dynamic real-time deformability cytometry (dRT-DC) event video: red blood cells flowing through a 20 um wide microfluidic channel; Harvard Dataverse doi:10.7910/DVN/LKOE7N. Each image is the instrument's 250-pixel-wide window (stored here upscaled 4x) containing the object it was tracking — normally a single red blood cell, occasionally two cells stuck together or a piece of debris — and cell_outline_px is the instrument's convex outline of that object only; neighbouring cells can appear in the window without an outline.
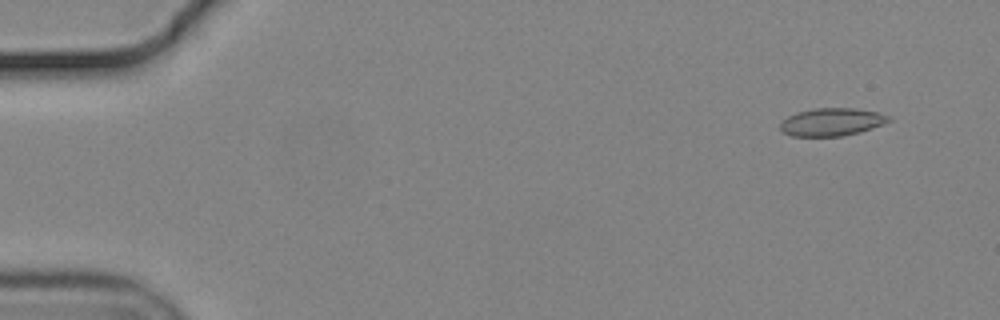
{"species": "common noctule bat (a hibernating species)", "species_latin": "Nyctalus noctula", "temperature_condition": "cold", "stored_images_in_passage": 58, "segment_of_instrument_passage": [1, 2], "camera_frame_rate_fps": 3000, "um_per_image_px": 0.085, "animal": {"sex": "male", "body_mass_g": 19.2, "forearm_length_mm": 51.8}, "frame": {"image": 1, "passage_image": 5, "time_ms": 1.333, "image_size_px": [1000, 320], "cell_outline_px": [[892, 120], [884, 124], [860, 132], [840, 136], [792, 136], [784, 132], [780, 128], [780, 120], [796, 112], [816, 108], [856, 108], [880, 112], [892, 116]], "centroid_in_image_um": [70.73, 10.35], "position_along_channel_um": 14.3, "area_um2": 17.8}}
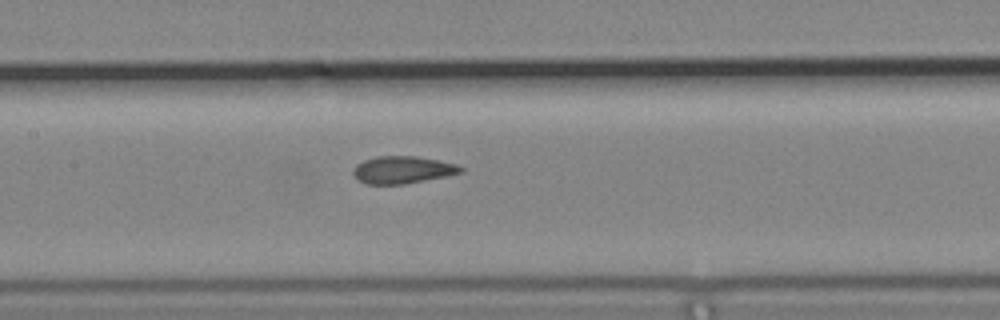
{"frame": {"image": 2, "passage_image": 28, "time_ms": 9.0, "image_size_px": [1000, 320], "cell_outline_px": [[464, 172], [404, 184], [368, 184], [360, 180], [352, 172], [352, 168], [356, 164], [364, 160], [376, 156], [416, 156], [456, 164], [464, 168]], "centroid_in_image_um": [34.2, 14.42], "position_along_channel_um": 173.2, "area_um2": 16.94}}
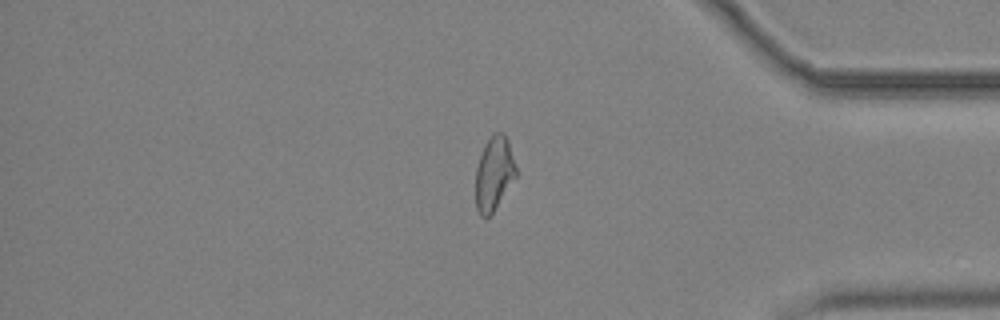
{"frame": {"image": 3, "passage_image": 48, "time_ms": 15.667, "image_size_px": [1000, 320], "cell_outline_px": [[516, 176], [492, 212], [488, 216], [480, 216], [476, 208], [476, 168], [484, 144], [496, 132], [504, 132], [508, 140], [516, 168]], "centroid_in_image_um": [41.98, 14.72], "position_along_channel_um": 393.2, "area_um2": 16.99}}